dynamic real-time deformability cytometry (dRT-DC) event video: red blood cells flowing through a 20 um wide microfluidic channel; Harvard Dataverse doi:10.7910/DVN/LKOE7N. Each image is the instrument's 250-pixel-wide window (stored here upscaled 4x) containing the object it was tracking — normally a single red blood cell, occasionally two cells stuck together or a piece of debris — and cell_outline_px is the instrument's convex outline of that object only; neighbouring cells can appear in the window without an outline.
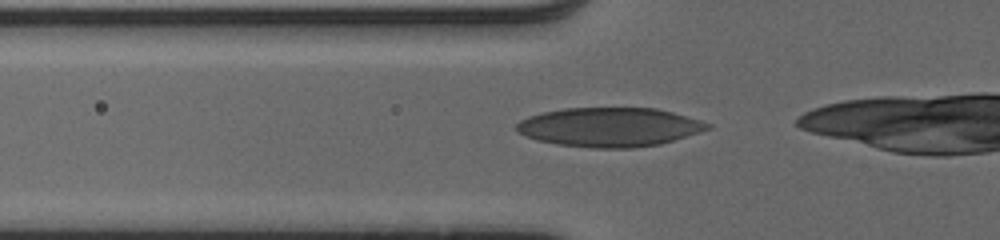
{"species": "human", "species_latin": "Homo sapiens", "temperature_condition": "cold", "stored_images_in_passage": 22, "camera_frame_rate_fps": 3000, "um_per_image_px": 0.085, "donor": {"sex": "male"}, "frame": {"image": 1, "passage_image": 2, "time_ms": 0.333, "image_size_px": [1000, 240], "cell_outline_px": [[712, 128], [700, 132], [660, 144], [632, 148], [592, 148], [556, 144], [536, 140], [520, 132], [516, 128], [516, 124], [520, 120], [528, 116], [544, 112], [564, 108], [656, 108], [672, 112], [700, 120], [712, 124]], "centroid_in_image_um": [51.82, 10.8], "position_along_channel_um": 74.0, "area_um2": 43.47}}
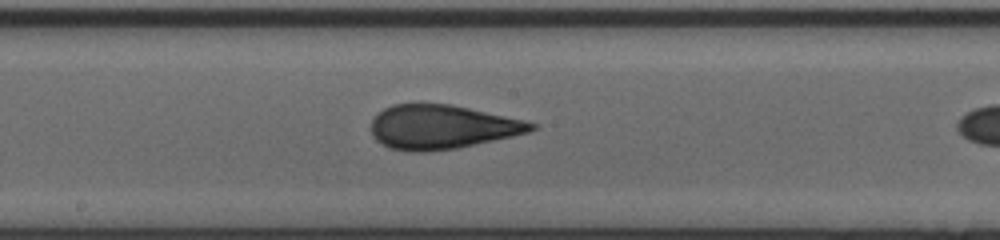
{"frame": {"image": 2, "passage_image": 12, "time_ms": 3.667, "image_size_px": [1000, 240], "cell_outline_px": [[540, 124], [536, 128], [528, 132], [512, 136], [456, 148], [424, 152], [412, 152], [388, 148], [380, 144], [372, 136], [372, 120], [384, 108], [392, 104], [452, 104], [524, 120]], "centroid_in_image_um": [37.54, 10.8], "position_along_channel_um": 210.7, "area_um2": 41.04}}
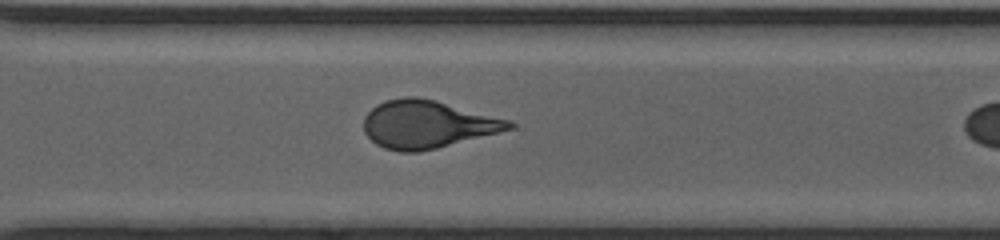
{"frame": {"image": 3, "passage_image": 21, "time_ms": 6.667, "image_size_px": [1000, 240], "cell_outline_px": [[516, 124], [512, 128], [500, 132], [420, 152], [400, 152], [384, 148], [376, 144], [364, 132], [364, 116], [376, 104], [384, 100], [404, 96], [416, 96], [436, 100], [512, 120]], "centroid_in_image_um": [36.32, 10.55], "position_along_channel_um": 334.3, "area_um2": 40.69}}